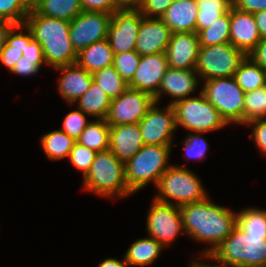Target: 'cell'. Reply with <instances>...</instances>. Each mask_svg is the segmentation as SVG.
<instances>
[{
  "label": "cell",
  "instance_id": "obj_1",
  "mask_svg": "<svg viewBox=\"0 0 266 267\" xmlns=\"http://www.w3.org/2000/svg\"><path fill=\"white\" fill-rule=\"evenodd\" d=\"M206 199L180 208L184 232L197 242L208 244L199 255L206 258L223 242L237 225V212Z\"/></svg>",
  "mask_w": 266,
  "mask_h": 267
},
{
  "label": "cell",
  "instance_id": "obj_2",
  "mask_svg": "<svg viewBox=\"0 0 266 267\" xmlns=\"http://www.w3.org/2000/svg\"><path fill=\"white\" fill-rule=\"evenodd\" d=\"M24 25L42 46L46 65L54 69L76 63L77 53L71 44L69 21L39 15L31 8Z\"/></svg>",
  "mask_w": 266,
  "mask_h": 267
},
{
  "label": "cell",
  "instance_id": "obj_3",
  "mask_svg": "<svg viewBox=\"0 0 266 267\" xmlns=\"http://www.w3.org/2000/svg\"><path fill=\"white\" fill-rule=\"evenodd\" d=\"M204 260L211 267H266V235L247 234L237 225Z\"/></svg>",
  "mask_w": 266,
  "mask_h": 267
},
{
  "label": "cell",
  "instance_id": "obj_4",
  "mask_svg": "<svg viewBox=\"0 0 266 267\" xmlns=\"http://www.w3.org/2000/svg\"><path fill=\"white\" fill-rule=\"evenodd\" d=\"M82 184L85 191L109 199H122L133 194L127 187L125 163L110 149L97 152Z\"/></svg>",
  "mask_w": 266,
  "mask_h": 267
},
{
  "label": "cell",
  "instance_id": "obj_5",
  "mask_svg": "<svg viewBox=\"0 0 266 267\" xmlns=\"http://www.w3.org/2000/svg\"><path fill=\"white\" fill-rule=\"evenodd\" d=\"M173 145H143L125 163V179L134 194L148 183L158 184L160 177L171 166L169 161Z\"/></svg>",
  "mask_w": 266,
  "mask_h": 267
},
{
  "label": "cell",
  "instance_id": "obj_6",
  "mask_svg": "<svg viewBox=\"0 0 266 267\" xmlns=\"http://www.w3.org/2000/svg\"><path fill=\"white\" fill-rule=\"evenodd\" d=\"M156 188L158 192L154 199L178 207L199 202L208 197L196 173L181 165H171L160 177Z\"/></svg>",
  "mask_w": 266,
  "mask_h": 267
},
{
  "label": "cell",
  "instance_id": "obj_7",
  "mask_svg": "<svg viewBox=\"0 0 266 267\" xmlns=\"http://www.w3.org/2000/svg\"><path fill=\"white\" fill-rule=\"evenodd\" d=\"M202 82L200 91L219 111L225 122L228 125H245V92L235 78L222 77Z\"/></svg>",
  "mask_w": 266,
  "mask_h": 267
},
{
  "label": "cell",
  "instance_id": "obj_8",
  "mask_svg": "<svg viewBox=\"0 0 266 267\" xmlns=\"http://www.w3.org/2000/svg\"><path fill=\"white\" fill-rule=\"evenodd\" d=\"M175 111L176 127L190 132L209 133L228 126L219 111L200 91L195 97H187L172 104Z\"/></svg>",
  "mask_w": 266,
  "mask_h": 267
},
{
  "label": "cell",
  "instance_id": "obj_9",
  "mask_svg": "<svg viewBox=\"0 0 266 267\" xmlns=\"http://www.w3.org/2000/svg\"><path fill=\"white\" fill-rule=\"evenodd\" d=\"M246 56L230 43L200 46L195 70L203 81L233 77Z\"/></svg>",
  "mask_w": 266,
  "mask_h": 267
},
{
  "label": "cell",
  "instance_id": "obj_10",
  "mask_svg": "<svg viewBox=\"0 0 266 267\" xmlns=\"http://www.w3.org/2000/svg\"><path fill=\"white\" fill-rule=\"evenodd\" d=\"M146 220L147 234L162 246H169L185 234L180 208L152 199Z\"/></svg>",
  "mask_w": 266,
  "mask_h": 267
},
{
  "label": "cell",
  "instance_id": "obj_11",
  "mask_svg": "<svg viewBox=\"0 0 266 267\" xmlns=\"http://www.w3.org/2000/svg\"><path fill=\"white\" fill-rule=\"evenodd\" d=\"M154 102L149 93L128 87L111 100L105 121L109 126L138 123Z\"/></svg>",
  "mask_w": 266,
  "mask_h": 267
},
{
  "label": "cell",
  "instance_id": "obj_12",
  "mask_svg": "<svg viewBox=\"0 0 266 267\" xmlns=\"http://www.w3.org/2000/svg\"><path fill=\"white\" fill-rule=\"evenodd\" d=\"M154 102L145 116L138 122L144 145H174L176 118L172 104L163 109Z\"/></svg>",
  "mask_w": 266,
  "mask_h": 267
},
{
  "label": "cell",
  "instance_id": "obj_13",
  "mask_svg": "<svg viewBox=\"0 0 266 267\" xmlns=\"http://www.w3.org/2000/svg\"><path fill=\"white\" fill-rule=\"evenodd\" d=\"M111 18V13L82 11L73 19L70 22L69 34L76 53L92 43L107 39Z\"/></svg>",
  "mask_w": 266,
  "mask_h": 267
},
{
  "label": "cell",
  "instance_id": "obj_14",
  "mask_svg": "<svg viewBox=\"0 0 266 267\" xmlns=\"http://www.w3.org/2000/svg\"><path fill=\"white\" fill-rule=\"evenodd\" d=\"M142 17L140 10H116L112 14L107 40L114 53L135 50Z\"/></svg>",
  "mask_w": 266,
  "mask_h": 267
},
{
  "label": "cell",
  "instance_id": "obj_15",
  "mask_svg": "<svg viewBox=\"0 0 266 267\" xmlns=\"http://www.w3.org/2000/svg\"><path fill=\"white\" fill-rule=\"evenodd\" d=\"M199 37L195 32L171 33L166 49L168 68L195 69L199 55Z\"/></svg>",
  "mask_w": 266,
  "mask_h": 267
},
{
  "label": "cell",
  "instance_id": "obj_16",
  "mask_svg": "<svg viewBox=\"0 0 266 267\" xmlns=\"http://www.w3.org/2000/svg\"><path fill=\"white\" fill-rule=\"evenodd\" d=\"M167 69L166 53L141 56L137 70L128 87L147 92L154 97L158 93L162 77Z\"/></svg>",
  "mask_w": 266,
  "mask_h": 267
},
{
  "label": "cell",
  "instance_id": "obj_17",
  "mask_svg": "<svg viewBox=\"0 0 266 267\" xmlns=\"http://www.w3.org/2000/svg\"><path fill=\"white\" fill-rule=\"evenodd\" d=\"M199 80L198 73L195 69H173L168 68L162 77L158 93L154 96V100L160 103V99L165 95L173 98L169 104L176 101L191 97L193 92L197 91Z\"/></svg>",
  "mask_w": 266,
  "mask_h": 267
},
{
  "label": "cell",
  "instance_id": "obj_18",
  "mask_svg": "<svg viewBox=\"0 0 266 267\" xmlns=\"http://www.w3.org/2000/svg\"><path fill=\"white\" fill-rule=\"evenodd\" d=\"M171 37L169 27L161 18H141L135 50L140 56L165 53Z\"/></svg>",
  "mask_w": 266,
  "mask_h": 267
},
{
  "label": "cell",
  "instance_id": "obj_19",
  "mask_svg": "<svg viewBox=\"0 0 266 267\" xmlns=\"http://www.w3.org/2000/svg\"><path fill=\"white\" fill-rule=\"evenodd\" d=\"M230 44L247 56L261 40L253 13L230 8Z\"/></svg>",
  "mask_w": 266,
  "mask_h": 267
},
{
  "label": "cell",
  "instance_id": "obj_20",
  "mask_svg": "<svg viewBox=\"0 0 266 267\" xmlns=\"http://www.w3.org/2000/svg\"><path fill=\"white\" fill-rule=\"evenodd\" d=\"M61 73L57 83L60 96L68 105H73L88 89L93 76L77 63L54 68Z\"/></svg>",
  "mask_w": 266,
  "mask_h": 267
},
{
  "label": "cell",
  "instance_id": "obj_21",
  "mask_svg": "<svg viewBox=\"0 0 266 267\" xmlns=\"http://www.w3.org/2000/svg\"><path fill=\"white\" fill-rule=\"evenodd\" d=\"M138 123L110 126L109 149L121 161H129L143 146Z\"/></svg>",
  "mask_w": 266,
  "mask_h": 267
},
{
  "label": "cell",
  "instance_id": "obj_22",
  "mask_svg": "<svg viewBox=\"0 0 266 267\" xmlns=\"http://www.w3.org/2000/svg\"><path fill=\"white\" fill-rule=\"evenodd\" d=\"M198 11L195 0L172 2L161 20L169 27L171 33L195 32Z\"/></svg>",
  "mask_w": 266,
  "mask_h": 267
},
{
  "label": "cell",
  "instance_id": "obj_23",
  "mask_svg": "<svg viewBox=\"0 0 266 267\" xmlns=\"http://www.w3.org/2000/svg\"><path fill=\"white\" fill-rule=\"evenodd\" d=\"M114 52L107 39L92 43L77 53L76 63L90 74L113 66Z\"/></svg>",
  "mask_w": 266,
  "mask_h": 267
},
{
  "label": "cell",
  "instance_id": "obj_24",
  "mask_svg": "<svg viewBox=\"0 0 266 267\" xmlns=\"http://www.w3.org/2000/svg\"><path fill=\"white\" fill-rule=\"evenodd\" d=\"M32 39V33L27 26L15 25L8 33L6 45L1 51L0 65L3 64L12 71L18 60L22 58L24 44H28Z\"/></svg>",
  "mask_w": 266,
  "mask_h": 267
},
{
  "label": "cell",
  "instance_id": "obj_25",
  "mask_svg": "<svg viewBox=\"0 0 266 267\" xmlns=\"http://www.w3.org/2000/svg\"><path fill=\"white\" fill-rule=\"evenodd\" d=\"M159 242L151 237H144L134 241L124 254L125 261L130 266H150L164 250Z\"/></svg>",
  "mask_w": 266,
  "mask_h": 267
},
{
  "label": "cell",
  "instance_id": "obj_26",
  "mask_svg": "<svg viewBox=\"0 0 266 267\" xmlns=\"http://www.w3.org/2000/svg\"><path fill=\"white\" fill-rule=\"evenodd\" d=\"M111 99L96 82L92 81L89 89L74 102V105L86 115L105 119L110 107ZM76 103V104H75Z\"/></svg>",
  "mask_w": 266,
  "mask_h": 267
},
{
  "label": "cell",
  "instance_id": "obj_27",
  "mask_svg": "<svg viewBox=\"0 0 266 267\" xmlns=\"http://www.w3.org/2000/svg\"><path fill=\"white\" fill-rule=\"evenodd\" d=\"M32 8L39 15L69 22L83 11L80 0H32Z\"/></svg>",
  "mask_w": 266,
  "mask_h": 267
},
{
  "label": "cell",
  "instance_id": "obj_28",
  "mask_svg": "<svg viewBox=\"0 0 266 267\" xmlns=\"http://www.w3.org/2000/svg\"><path fill=\"white\" fill-rule=\"evenodd\" d=\"M76 142L96 152L106 151L109 149L110 126L105 119L95 118L87 124Z\"/></svg>",
  "mask_w": 266,
  "mask_h": 267
},
{
  "label": "cell",
  "instance_id": "obj_29",
  "mask_svg": "<svg viewBox=\"0 0 266 267\" xmlns=\"http://www.w3.org/2000/svg\"><path fill=\"white\" fill-rule=\"evenodd\" d=\"M75 142L60 129L45 133L40 138L45 155L52 161L68 158Z\"/></svg>",
  "mask_w": 266,
  "mask_h": 267
},
{
  "label": "cell",
  "instance_id": "obj_30",
  "mask_svg": "<svg viewBox=\"0 0 266 267\" xmlns=\"http://www.w3.org/2000/svg\"><path fill=\"white\" fill-rule=\"evenodd\" d=\"M233 77L244 92L266 86V71L248 56L242 61Z\"/></svg>",
  "mask_w": 266,
  "mask_h": 267
},
{
  "label": "cell",
  "instance_id": "obj_31",
  "mask_svg": "<svg viewBox=\"0 0 266 267\" xmlns=\"http://www.w3.org/2000/svg\"><path fill=\"white\" fill-rule=\"evenodd\" d=\"M198 7L195 33L209 27L233 6L232 0H195Z\"/></svg>",
  "mask_w": 266,
  "mask_h": 267
},
{
  "label": "cell",
  "instance_id": "obj_32",
  "mask_svg": "<svg viewBox=\"0 0 266 267\" xmlns=\"http://www.w3.org/2000/svg\"><path fill=\"white\" fill-rule=\"evenodd\" d=\"M230 10L209 27L198 33L200 46L230 43Z\"/></svg>",
  "mask_w": 266,
  "mask_h": 267
},
{
  "label": "cell",
  "instance_id": "obj_33",
  "mask_svg": "<svg viewBox=\"0 0 266 267\" xmlns=\"http://www.w3.org/2000/svg\"><path fill=\"white\" fill-rule=\"evenodd\" d=\"M92 76L93 81L100 85L111 100L117 98L128 88V84L113 66L96 71Z\"/></svg>",
  "mask_w": 266,
  "mask_h": 267
},
{
  "label": "cell",
  "instance_id": "obj_34",
  "mask_svg": "<svg viewBox=\"0 0 266 267\" xmlns=\"http://www.w3.org/2000/svg\"><path fill=\"white\" fill-rule=\"evenodd\" d=\"M237 226L247 234L266 235V209L248 207L240 210Z\"/></svg>",
  "mask_w": 266,
  "mask_h": 267
},
{
  "label": "cell",
  "instance_id": "obj_35",
  "mask_svg": "<svg viewBox=\"0 0 266 267\" xmlns=\"http://www.w3.org/2000/svg\"><path fill=\"white\" fill-rule=\"evenodd\" d=\"M31 8L32 0H0V20L22 25Z\"/></svg>",
  "mask_w": 266,
  "mask_h": 267
},
{
  "label": "cell",
  "instance_id": "obj_36",
  "mask_svg": "<svg viewBox=\"0 0 266 267\" xmlns=\"http://www.w3.org/2000/svg\"><path fill=\"white\" fill-rule=\"evenodd\" d=\"M245 124L255 119H266V86L244 93Z\"/></svg>",
  "mask_w": 266,
  "mask_h": 267
},
{
  "label": "cell",
  "instance_id": "obj_37",
  "mask_svg": "<svg viewBox=\"0 0 266 267\" xmlns=\"http://www.w3.org/2000/svg\"><path fill=\"white\" fill-rule=\"evenodd\" d=\"M140 57V54L136 50L114 53L113 67L127 84L134 77L140 62Z\"/></svg>",
  "mask_w": 266,
  "mask_h": 267
},
{
  "label": "cell",
  "instance_id": "obj_38",
  "mask_svg": "<svg viewBox=\"0 0 266 267\" xmlns=\"http://www.w3.org/2000/svg\"><path fill=\"white\" fill-rule=\"evenodd\" d=\"M204 134L206 133H189L186 136V139L181 142V144H183V156L186 159L188 158L187 161L191 159L201 161L205 158L209 144L207 143V140H205L203 136Z\"/></svg>",
  "mask_w": 266,
  "mask_h": 267
},
{
  "label": "cell",
  "instance_id": "obj_39",
  "mask_svg": "<svg viewBox=\"0 0 266 267\" xmlns=\"http://www.w3.org/2000/svg\"><path fill=\"white\" fill-rule=\"evenodd\" d=\"M86 116L87 115L83 111L77 108L64 117L63 127H60L59 129L77 141L87 124L90 122Z\"/></svg>",
  "mask_w": 266,
  "mask_h": 267
},
{
  "label": "cell",
  "instance_id": "obj_40",
  "mask_svg": "<svg viewBox=\"0 0 266 267\" xmlns=\"http://www.w3.org/2000/svg\"><path fill=\"white\" fill-rule=\"evenodd\" d=\"M96 154V151L75 142L68 159L77 170L82 172V177H84L89 171Z\"/></svg>",
  "mask_w": 266,
  "mask_h": 267
},
{
  "label": "cell",
  "instance_id": "obj_41",
  "mask_svg": "<svg viewBox=\"0 0 266 267\" xmlns=\"http://www.w3.org/2000/svg\"><path fill=\"white\" fill-rule=\"evenodd\" d=\"M247 127H252L250 134L251 138L254 140L256 148L266 156V119H255L246 123Z\"/></svg>",
  "mask_w": 266,
  "mask_h": 267
},
{
  "label": "cell",
  "instance_id": "obj_42",
  "mask_svg": "<svg viewBox=\"0 0 266 267\" xmlns=\"http://www.w3.org/2000/svg\"><path fill=\"white\" fill-rule=\"evenodd\" d=\"M172 0H144L140 11L145 17L161 18Z\"/></svg>",
  "mask_w": 266,
  "mask_h": 267
},
{
  "label": "cell",
  "instance_id": "obj_43",
  "mask_svg": "<svg viewBox=\"0 0 266 267\" xmlns=\"http://www.w3.org/2000/svg\"><path fill=\"white\" fill-rule=\"evenodd\" d=\"M43 64H46L45 60H29L22 57L15 64L11 72L23 77H33L35 74H38Z\"/></svg>",
  "mask_w": 266,
  "mask_h": 267
},
{
  "label": "cell",
  "instance_id": "obj_44",
  "mask_svg": "<svg viewBox=\"0 0 266 267\" xmlns=\"http://www.w3.org/2000/svg\"><path fill=\"white\" fill-rule=\"evenodd\" d=\"M83 11L106 12L113 14L115 5L113 0H80Z\"/></svg>",
  "mask_w": 266,
  "mask_h": 267
},
{
  "label": "cell",
  "instance_id": "obj_45",
  "mask_svg": "<svg viewBox=\"0 0 266 267\" xmlns=\"http://www.w3.org/2000/svg\"><path fill=\"white\" fill-rule=\"evenodd\" d=\"M233 7L242 12L266 11V0H232Z\"/></svg>",
  "mask_w": 266,
  "mask_h": 267
},
{
  "label": "cell",
  "instance_id": "obj_46",
  "mask_svg": "<svg viewBox=\"0 0 266 267\" xmlns=\"http://www.w3.org/2000/svg\"><path fill=\"white\" fill-rule=\"evenodd\" d=\"M22 57L29 60H44L42 46L32 39L28 44H24Z\"/></svg>",
  "mask_w": 266,
  "mask_h": 267
},
{
  "label": "cell",
  "instance_id": "obj_47",
  "mask_svg": "<svg viewBox=\"0 0 266 267\" xmlns=\"http://www.w3.org/2000/svg\"><path fill=\"white\" fill-rule=\"evenodd\" d=\"M248 57L266 71V38H261L255 48L248 54Z\"/></svg>",
  "mask_w": 266,
  "mask_h": 267
},
{
  "label": "cell",
  "instance_id": "obj_48",
  "mask_svg": "<svg viewBox=\"0 0 266 267\" xmlns=\"http://www.w3.org/2000/svg\"><path fill=\"white\" fill-rule=\"evenodd\" d=\"M144 0H113L116 10H140Z\"/></svg>",
  "mask_w": 266,
  "mask_h": 267
},
{
  "label": "cell",
  "instance_id": "obj_49",
  "mask_svg": "<svg viewBox=\"0 0 266 267\" xmlns=\"http://www.w3.org/2000/svg\"><path fill=\"white\" fill-rule=\"evenodd\" d=\"M14 26V23L5 20H0V55L2 49L6 45L8 33Z\"/></svg>",
  "mask_w": 266,
  "mask_h": 267
},
{
  "label": "cell",
  "instance_id": "obj_50",
  "mask_svg": "<svg viewBox=\"0 0 266 267\" xmlns=\"http://www.w3.org/2000/svg\"><path fill=\"white\" fill-rule=\"evenodd\" d=\"M256 25L259 29L261 38H266V11L254 13Z\"/></svg>",
  "mask_w": 266,
  "mask_h": 267
},
{
  "label": "cell",
  "instance_id": "obj_51",
  "mask_svg": "<svg viewBox=\"0 0 266 267\" xmlns=\"http://www.w3.org/2000/svg\"><path fill=\"white\" fill-rule=\"evenodd\" d=\"M98 267H131L126 261L125 258L123 260H118L117 258H106L104 259Z\"/></svg>",
  "mask_w": 266,
  "mask_h": 267
},
{
  "label": "cell",
  "instance_id": "obj_52",
  "mask_svg": "<svg viewBox=\"0 0 266 267\" xmlns=\"http://www.w3.org/2000/svg\"><path fill=\"white\" fill-rule=\"evenodd\" d=\"M190 265L188 267H211L208 263L203 262V260H198L193 258L190 260Z\"/></svg>",
  "mask_w": 266,
  "mask_h": 267
}]
</instances>
